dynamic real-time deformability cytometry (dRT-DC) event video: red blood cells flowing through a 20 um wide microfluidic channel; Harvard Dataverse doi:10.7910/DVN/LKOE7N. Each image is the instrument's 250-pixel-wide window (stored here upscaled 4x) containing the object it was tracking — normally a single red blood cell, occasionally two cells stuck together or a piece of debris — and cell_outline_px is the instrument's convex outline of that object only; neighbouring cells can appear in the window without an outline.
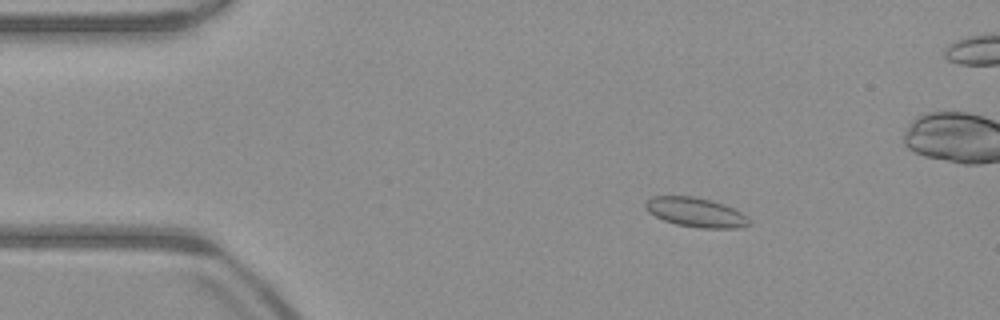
{"species": "common noctule bat (a hibernating species)", "species_latin": "Nyctalus noctula", "temperature_condition": "warm", "stored_images_in_passage": 48, "camera_frame_rate_fps": 3000, "um_per_image_px": 0.085, "animal": {"sex": "male", "body_mass_g": 23.1, "forearm_length_mm": 52.7}, "frame": {"image": 1, "passage_image": 3, "time_ms": 0.667, "image_size_px": [1000, 320], "cell_outline_px": [[752, 224], [736, 228], [700, 228], [676, 224], [664, 220], [648, 212], [644, 208], [644, 204], [652, 196], [696, 196], [712, 200], [724, 204], [748, 216], [752, 220]], "centroid_in_image_um": [59.16, 18.04], "position_along_channel_um": 25.8, "area_um2": 17.92}}
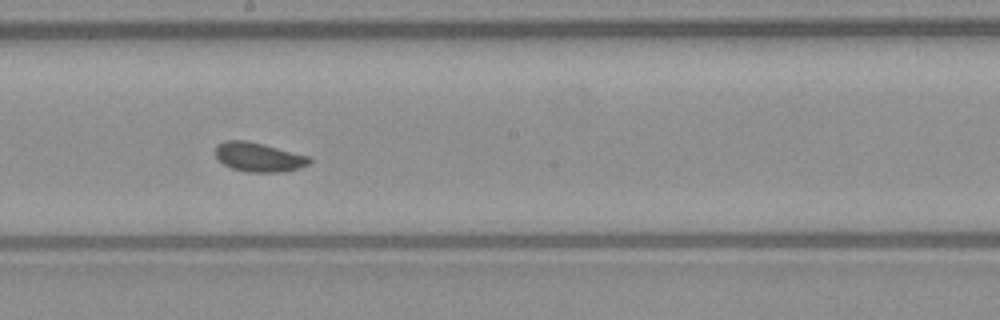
{"frame": {"image": 2, "passage_image": 23, "time_ms": 7.333, "image_size_px": [1000, 320], "cell_outline_px": [[312, 160], [308, 164], [300, 168], [280, 172], [248, 172], [232, 168], [224, 164], [216, 156], [216, 144], [224, 140], [244, 140], [264, 144], [312, 156]], "centroid_in_image_um": [22.02, 13.34], "position_along_channel_um": 226.2, "area_um2": 16.13}}
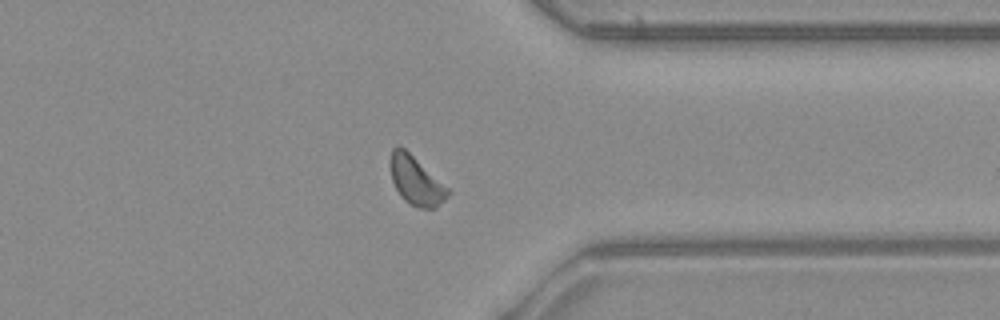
{"frame": {"image": 3, "passage_image": 35, "time_ms": 11.333, "image_size_px": [1000, 320], "cell_outline_px": [[452, 192], [436, 208], [420, 208], [404, 200], [396, 188], [392, 180], [388, 160], [392, 148], [396, 144], [400, 144], [448, 188]], "centroid_in_image_um": [35.32, 15.31], "position_along_channel_um": 376.1, "area_um2": 16.3}, "authors_computed_cell_mechanics": {"area_um2": 15.9817, "velocity_mm_per_s": 3.9227, "shape_relaxation_time_tau1_ms": 1.7715, "shape_relaxation_time_tau2_ms": 1.8093, "deformation_change_tau1": 0.0634, "deformation_change_tau2": 0.0555}}